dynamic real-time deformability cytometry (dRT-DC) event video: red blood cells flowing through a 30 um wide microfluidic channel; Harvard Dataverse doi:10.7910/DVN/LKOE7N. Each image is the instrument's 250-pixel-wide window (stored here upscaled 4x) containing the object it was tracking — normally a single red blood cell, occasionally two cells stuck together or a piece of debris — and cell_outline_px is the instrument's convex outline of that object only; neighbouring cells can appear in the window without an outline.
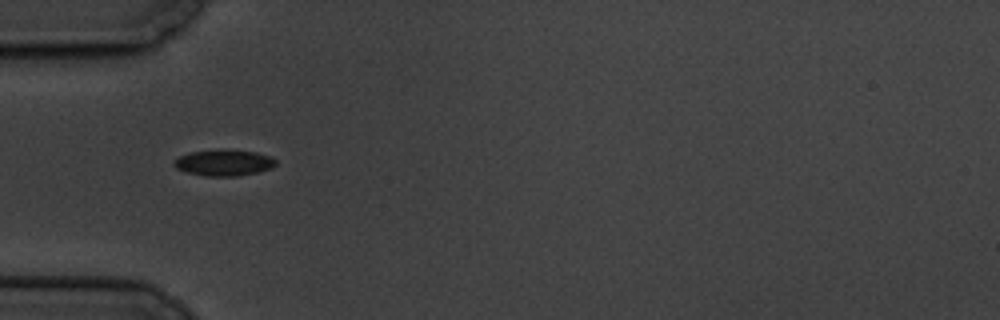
{"species": "common noctule bat (a hibernating species)", "species_latin": "Nyctalus noctula", "temperature_condition": "cold", "stored_images_in_passage": 7, "camera_frame_rate_fps": 3000, "um_per_image_px": 0.085, "animal": {"sex": "male", "body_mass_g": 19.5, "forearm_length_mm": 54.6}, "frame": {"image": 1, "passage_image": 1, "time_ms": 0.0, "image_size_px": [1000, 320], "cell_outline_px": [[276, 164], [272, 168], [256, 172], [236, 176], [208, 176], [188, 172], [176, 168], [172, 164], [172, 160], [180, 156], [192, 152], [256, 152], [272, 156], [276, 160]], "centroid_in_image_um": [19.04, 13.87], "position_along_channel_um": 66.0, "area_um2": 14.74}}
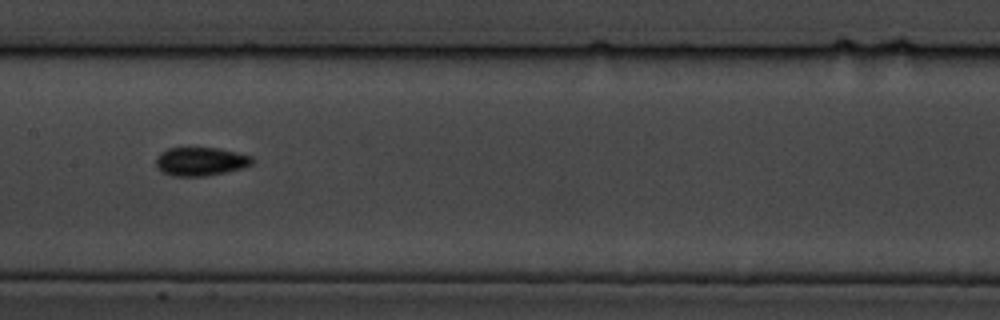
{"frame": {"image": 2, "passage_image": 4, "time_ms": 3.667, "image_size_px": [1000, 320], "cell_outline_px": [[252, 164], [244, 168], [204, 176], [172, 176], [164, 172], [156, 164], [156, 156], [160, 152], [168, 148], [220, 148], [252, 156]], "centroid_in_image_um": [17.06, 13.71], "position_along_channel_um": 190.3, "area_um2": 15.9}}
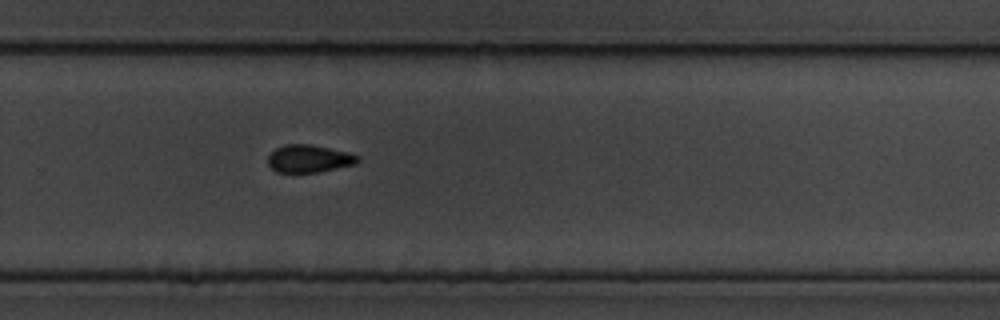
{"frame": {"image": 3, "passage_image": 7, "time_ms": 7.0, "image_size_px": [1000, 320], "cell_outline_px": [[360, 160], [356, 164], [316, 172], [276, 172], [268, 164], [268, 156], [276, 148], [284, 144], [312, 144], [348, 152], [360, 156]], "centroid_in_image_um": [26.28, 13.47], "position_along_channel_um": 303.5, "area_um2": 14.45}}